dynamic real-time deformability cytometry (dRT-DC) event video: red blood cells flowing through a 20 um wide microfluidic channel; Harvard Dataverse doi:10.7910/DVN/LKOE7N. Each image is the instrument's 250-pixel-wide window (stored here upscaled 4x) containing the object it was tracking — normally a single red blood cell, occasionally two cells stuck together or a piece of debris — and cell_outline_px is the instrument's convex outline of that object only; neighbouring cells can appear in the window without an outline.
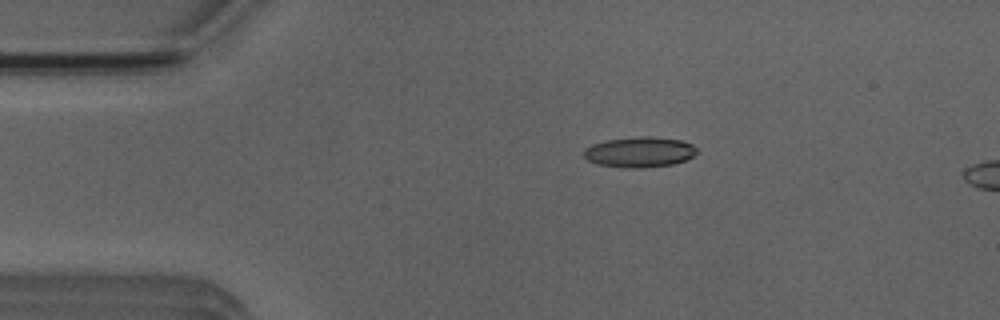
{"species": "Egyptian fruit bat (a non-hibernating species)", "species_latin": "Rousettus aegyptiacus", "temperature_condition": "room temperature", "stored_images_in_passage": 4, "camera_frame_rate_fps": 3000, "um_per_image_px": 0.085, "animal": {"sex": "male"}, "frame": {"image": 1, "passage_image": 3, "time_ms": 2.333, "image_size_px": [1000, 320], "cell_outline_px": [[696, 152], [692, 156], [684, 160], [672, 164], [640, 168], [624, 168], [596, 164], [588, 160], [584, 156], [584, 148], [592, 144], [604, 140], [644, 136], [652, 136], [680, 140], [692, 144], [696, 148]], "centroid_in_image_um": [54.31, 12.92], "position_along_channel_um": 30.7, "area_um2": 20.0}}